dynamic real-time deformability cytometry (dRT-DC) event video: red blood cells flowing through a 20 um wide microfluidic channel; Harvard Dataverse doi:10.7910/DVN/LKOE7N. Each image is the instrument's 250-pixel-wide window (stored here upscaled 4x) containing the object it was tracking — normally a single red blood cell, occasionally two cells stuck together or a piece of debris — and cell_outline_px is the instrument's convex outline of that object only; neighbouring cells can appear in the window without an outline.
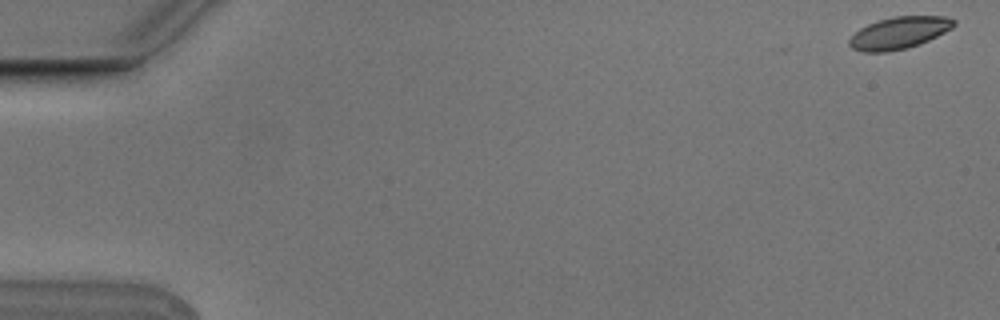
{"species": "Egyptian fruit bat (a non-hibernating species)", "species_latin": "Rousettus aegyptiacus", "temperature_condition": "cold", "stored_images_in_passage": 6, "camera_frame_rate_fps": 3000, "um_per_image_px": 0.085, "animal": {"sex": "male"}, "frame": {"image": 1, "passage_image": 1, "time_ms": 0.0, "image_size_px": [1000, 320], "cell_outline_px": [[956, 24], [952, 28], [920, 44], [908, 48], [888, 52], [864, 52], [852, 48], [848, 44], [848, 40], [860, 28], [868, 24], [892, 16], [944, 16], [956, 20]], "centroid_in_image_um": [76.42, 2.79], "position_along_channel_um": 8.6, "area_um2": 19.48}}
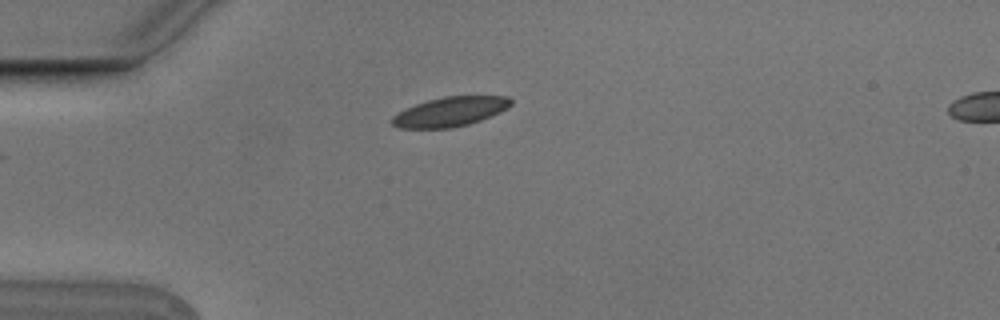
{"frame": {"image": 2, "passage_image": 5, "time_ms": 1.333, "image_size_px": [1000, 320], "cell_outline_px": [[512, 104], [508, 108], [500, 112], [480, 120], [468, 124], [452, 128], [400, 128], [392, 124], [392, 116], [416, 104], [428, 100], [444, 96], [508, 96], [512, 100]], "centroid_in_image_um": [38.3, 9.49], "position_along_channel_um": 46.7, "area_um2": 20.23}}